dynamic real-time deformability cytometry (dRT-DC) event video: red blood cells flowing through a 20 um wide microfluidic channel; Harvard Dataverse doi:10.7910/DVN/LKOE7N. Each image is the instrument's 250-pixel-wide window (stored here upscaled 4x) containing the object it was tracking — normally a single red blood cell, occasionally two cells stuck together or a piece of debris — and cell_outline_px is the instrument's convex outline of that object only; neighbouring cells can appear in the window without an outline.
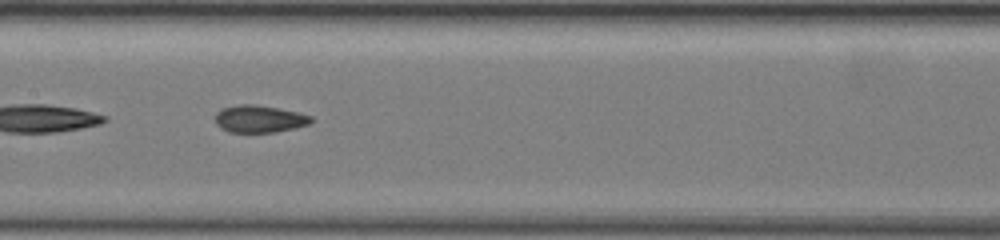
{"species": "common noctule bat (a hibernating species)", "species_latin": "Nyctalus noctula", "temperature_condition": "warm", "stored_images_in_passage": 23, "camera_frame_rate_fps": 3000, "um_per_image_px": 0.085, "animal": {"sex": "female", "body_mass_g": 19.5, "forearm_length_mm": 54.1}, "frame": {"image": 1, "passage_image": 14, "time_ms": 4.333, "image_size_px": [1000, 240], "cell_outline_px": [[312, 120], [308, 124], [296, 128], [276, 132], [228, 132], [220, 128], [216, 124], [216, 112], [220, 108], [240, 104], [256, 104], [296, 112], [312, 116]], "centroid_in_image_um": [22.01, 10.11], "position_along_channel_um": 185.4, "area_um2": 15.26}}